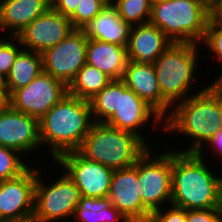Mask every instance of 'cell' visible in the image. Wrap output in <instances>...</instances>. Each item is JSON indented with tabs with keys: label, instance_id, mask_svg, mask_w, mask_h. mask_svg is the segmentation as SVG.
<instances>
[{
	"label": "cell",
	"instance_id": "1",
	"mask_svg": "<svg viewBox=\"0 0 222 222\" xmlns=\"http://www.w3.org/2000/svg\"><path fill=\"white\" fill-rule=\"evenodd\" d=\"M198 153L173 151L171 204L186 210L222 208V174Z\"/></svg>",
	"mask_w": 222,
	"mask_h": 222
},
{
	"label": "cell",
	"instance_id": "2",
	"mask_svg": "<svg viewBox=\"0 0 222 222\" xmlns=\"http://www.w3.org/2000/svg\"><path fill=\"white\" fill-rule=\"evenodd\" d=\"M92 124L89 101L66 94L39 120L42 148L49 146L53 161L78 151Z\"/></svg>",
	"mask_w": 222,
	"mask_h": 222
},
{
	"label": "cell",
	"instance_id": "3",
	"mask_svg": "<svg viewBox=\"0 0 222 222\" xmlns=\"http://www.w3.org/2000/svg\"><path fill=\"white\" fill-rule=\"evenodd\" d=\"M222 129V113L216 98L206 89L197 90L195 95L177 103L164 119V132H175L186 136L192 142L186 153H198L202 158L204 146Z\"/></svg>",
	"mask_w": 222,
	"mask_h": 222
},
{
	"label": "cell",
	"instance_id": "4",
	"mask_svg": "<svg viewBox=\"0 0 222 222\" xmlns=\"http://www.w3.org/2000/svg\"><path fill=\"white\" fill-rule=\"evenodd\" d=\"M149 147L134 133L93 122L78 152L88 160L119 170L133 166Z\"/></svg>",
	"mask_w": 222,
	"mask_h": 222
},
{
	"label": "cell",
	"instance_id": "5",
	"mask_svg": "<svg viewBox=\"0 0 222 222\" xmlns=\"http://www.w3.org/2000/svg\"><path fill=\"white\" fill-rule=\"evenodd\" d=\"M210 16L200 0H152L149 23L172 42L202 44Z\"/></svg>",
	"mask_w": 222,
	"mask_h": 222
},
{
	"label": "cell",
	"instance_id": "6",
	"mask_svg": "<svg viewBox=\"0 0 222 222\" xmlns=\"http://www.w3.org/2000/svg\"><path fill=\"white\" fill-rule=\"evenodd\" d=\"M199 45L172 42L153 64L161 89V98L171 108L195 95L191 90L195 85L194 81L199 78V76L195 77L199 61L198 54H200Z\"/></svg>",
	"mask_w": 222,
	"mask_h": 222
},
{
	"label": "cell",
	"instance_id": "7",
	"mask_svg": "<svg viewBox=\"0 0 222 222\" xmlns=\"http://www.w3.org/2000/svg\"><path fill=\"white\" fill-rule=\"evenodd\" d=\"M39 168V169H38ZM37 167L34 215L32 222H58L73 217L81 199V193L65 171L55 181L47 184Z\"/></svg>",
	"mask_w": 222,
	"mask_h": 222
},
{
	"label": "cell",
	"instance_id": "8",
	"mask_svg": "<svg viewBox=\"0 0 222 222\" xmlns=\"http://www.w3.org/2000/svg\"><path fill=\"white\" fill-rule=\"evenodd\" d=\"M149 148L138 159V181L141 184L142 203L151 211L171 204L172 149L154 156ZM153 154V155H151Z\"/></svg>",
	"mask_w": 222,
	"mask_h": 222
},
{
	"label": "cell",
	"instance_id": "9",
	"mask_svg": "<svg viewBox=\"0 0 222 222\" xmlns=\"http://www.w3.org/2000/svg\"><path fill=\"white\" fill-rule=\"evenodd\" d=\"M88 36L85 29H74L42 55L43 71L64 82L67 86L86 64Z\"/></svg>",
	"mask_w": 222,
	"mask_h": 222
},
{
	"label": "cell",
	"instance_id": "10",
	"mask_svg": "<svg viewBox=\"0 0 222 222\" xmlns=\"http://www.w3.org/2000/svg\"><path fill=\"white\" fill-rule=\"evenodd\" d=\"M66 94L68 86L44 71L26 87L9 95V105L40 120Z\"/></svg>",
	"mask_w": 222,
	"mask_h": 222
},
{
	"label": "cell",
	"instance_id": "11",
	"mask_svg": "<svg viewBox=\"0 0 222 222\" xmlns=\"http://www.w3.org/2000/svg\"><path fill=\"white\" fill-rule=\"evenodd\" d=\"M36 168V169H35ZM37 166L0 183V222H32Z\"/></svg>",
	"mask_w": 222,
	"mask_h": 222
},
{
	"label": "cell",
	"instance_id": "12",
	"mask_svg": "<svg viewBox=\"0 0 222 222\" xmlns=\"http://www.w3.org/2000/svg\"><path fill=\"white\" fill-rule=\"evenodd\" d=\"M55 162L73 180L81 196L91 198L108 196L113 169L86 159L78 151L65 153Z\"/></svg>",
	"mask_w": 222,
	"mask_h": 222
},
{
	"label": "cell",
	"instance_id": "13",
	"mask_svg": "<svg viewBox=\"0 0 222 222\" xmlns=\"http://www.w3.org/2000/svg\"><path fill=\"white\" fill-rule=\"evenodd\" d=\"M152 118V120H151ZM154 119V120H153ZM150 120V121H149ZM153 122V129L157 127L158 123L162 130H164L163 117L145 100L141 99L136 93L129 89L124 81L121 79V93H119V102L117 112L106 122V124L120 130L134 133L141 138L148 146L150 142L145 133L142 134V127H147V123ZM147 140H146V139Z\"/></svg>",
	"mask_w": 222,
	"mask_h": 222
},
{
	"label": "cell",
	"instance_id": "14",
	"mask_svg": "<svg viewBox=\"0 0 222 222\" xmlns=\"http://www.w3.org/2000/svg\"><path fill=\"white\" fill-rule=\"evenodd\" d=\"M138 160L130 167L113 171L108 197L129 222H148L151 211L142 203Z\"/></svg>",
	"mask_w": 222,
	"mask_h": 222
},
{
	"label": "cell",
	"instance_id": "15",
	"mask_svg": "<svg viewBox=\"0 0 222 222\" xmlns=\"http://www.w3.org/2000/svg\"><path fill=\"white\" fill-rule=\"evenodd\" d=\"M75 28L69 17L50 7L34 19L16 37L23 49L42 54L68 36Z\"/></svg>",
	"mask_w": 222,
	"mask_h": 222
},
{
	"label": "cell",
	"instance_id": "16",
	"mask_svg": "<svg viewBox=\"0 0 222 222\" xmlns=\"http://www.w3.org/2000/svg\"><path fill=\"white\" fill-rule=\"evenodd\" d=\"M0 145L16 150L23 156L33 154L35 149L42 147L39 120L9 105L0 112Z\"/></svg>",
	"mask_w": 222,
	"mask_h": 222
},
{
	"label": "cell",
	"instance_id": "17",
	"mask_svg": "<svg viewBox=\"0 0 222 222\" xmlns=\"http://www.w3.org/2000/svg\"><path fill=\"white\" fill-rule=\"evenodd\" d=\"M170 44L172 41L150 23L131 26L127 44L128 60L153 65Z\"/></svg>",
	"mask_w": 222,
	"mask_h": 222
},
{
	"label": "cell",
	"instance_id": "18",
	"mask_svg": "<svg viewBox=\"0 0 222 222\" xmlns=\"http://www.w3.org/2000/svg\"><path fill=\"white\" fill-rule=\"evenodd\" d=\"M122 80L126 86L145 100L165 119L172 108L161 98V89L154 65L128 60Z\"/></svg>",
	"mask_w": 222,
	"mask_h": 222
},
{
	"label": "cell",
	"instance_id": "19",
	"mask_svg": "<svg viewBox=\"0 0 222 222\" xmlns=\"http://www.w3.org/2000/svg\"><path fill=\"white\" fill-rule=\"evenodd\" d=\"M50 7V0H0V30L16 37Z\"/></svg>",
	"mask_w": 222,
	"mask_h": 222
},
{
	"label": "cell",
	"instance_id": "20",
	"mask_svg": "<svg viewBox=\"0 0 222 222\" xmlns=\"http://www.w3.org/2000/svg\"><path fill=\"white\" fill-rule=\"evenodd\" d=\"M86 63L112 80L122 79L128 62L127 46L88 38Z\"/></svg>",
	"mask_w": 222,
	"mask_h": 222
},
{
	"label": "cell",
	"instance_id": "21",
	"mask_svg": "<svg viewBox=\"0 0 222 222\" xmlns=\"http://www.w3.org/2000/svg\"><path fill=\"white\" fill-rule=\"evenodd\" d=\"M88 38L127 46L130 26L112 5H107L85 28Z\"/></svg>",
	"mask_w": 222,
	"mask_h": 222
},
{
	"label": "cell",
	"instance_id": "22",
	"mask_svg": "<svg viewBox=\"0 0 222 222\" xmlns=\"http://www.w3.org/2000/svg\"><path fill=\"white\" fill-rule=\"evenodd\" d=\"M42 72V55L36 51L22 49L15 58L9 75L3 81L8 95L29 85Z\"/></svg>",
	"mask_w": 222,
	"mask_h": 222
},
{
	"label": "cell",
	"instance_id": "23",
	"mask_svg": "<svg viewBox=\"0 0 222 222\" xmlns=\"http://www.w3.org/2000/svg\"><path fill=\"white\" fill-rule=\"evenodd\" d=\"M76 222H129L127 218L112 205L109 197L91 198L81 196L74 211Z\"/></svg>",
	"mask_w": 222,
	"mask_h": 222
},
{
	"label": "cell",
	"instance_id": "24",
	"mask_svg": "<svg viewBox=\"0 0 222 222\" xmlns=\"http://www.w3.org/2000/svg\"><path fill=\"white\" fill-rule=\"evenodd\" d=\"M111 81L109 76L86 63L68 85V94L90 101Z\"/></svg>",
	"mask_w": 222,
	"mask_h": 222
},
{
	"label": "cell",
	"instance_id": "25",
	"mask_svg": "<svg viewBox=\"0 0 222 222\" xmlns=\"http://www.w3.org/2000/svg\"><path fill=\"white\" fill-rule=\"evenodd\" d=\"M121 79L112 80L90 101L93 122L106 123L118 110Z\"/></svg>",
	"mask_w": 222,
	"mask_h": 222
},
{
	"label": "cell",
	"instance_id": "26",
	"mask_svg": "<svg viewBox=\"0 0 222 222\" xmlns=\"http://www.w3.org/2000/svg\"><path fill=\"white\" fill-rule=\"evenodd\" d=\"M112 6L130 27L149 23L152 0H115Z\"/></svg>",
	"mask_w": 222,
	"mask_h": 222
},
{
	"label": "cell",
	"instance_id": "27",
	"mask_svg": "<svg viewBox=\"0 0 222 222\" xmlns=\"http://www.w3.org/2000/svg\"><path fill=\"white\" fill-rule=\"evenodd\" d=\"M21 153L0 145V180H9L20 176L30 165L20 156ZM22 157V158H21ZM29 165V166H28Z\"/></svg>",
	"mask_w": 222,
	"mask_h": 222
},
{
	"label": "cell",
	"instance_id": "28",
	"mask_svg": "<svg viewBox=\"0 0 222 222\" xmlns=\"http://www.w3.org/2000/svg\"><path fill=\"white\" fill-rule=\"evenodd\" d=\"M107 5L103 0H81L69 19L75 29H85Z\"/></svg>",
	"mask_w": 222,
	"mask_h": 222
},
{
	"label": "cell",
	"instance_id": "29",
	"mask_svg": "<svg viewBox=\"0 0 222 222\" xmlns=\"http://www.w3.org/2000/svg\"><path fill=\"white\" fill-rule=\"evenodd\" d=\"M201 46L210 50L212 56L222 64V19L210 16ZM222 72V71H221ZM217 79H222V73Z\"/></svg>",
	"mask_w": 222,
	"mask_h": 222
},
{
	"label": "cell",
	"instance_id": "30",
	"mask_svg": "<svg viewBox=\"0 0 222 222\" xmlns=\"http://www.w3.org/2000/svg\"><path fill=\"white\" fill-rule=\"evenodd\" d=\"M3 38L0 39V78L4 81L10 73L15 58L23 48L17 37Z\"/></svg>",
	"mask_w": 222,
	"mask_h": 222
},
{
	"label": "cell",
	"instance_id": "31",
	"mask_svg": "<svg viewBox=\"0 0 222 222\" xmlns=\"http://www.w3.org/2000/svg\"><path fill=\"white\" fill-rule=\"evenodd\" d=\"M166 208L153 211L148 222H186V209L172 204L167 205Z\"/></svg>",
	"mask_w": 222,
	"mask_h": 222
},
{
	"label": "cell",
	"instance_id": "32",
	"mask_svg": "<svg viewBox=\"0 0 222 222\" xmlns=\"http://www.w3.org/2000/svg\"><path fill=\"white\" fill-rule=\"evenodd\" d=\"M186 222H222V208L186 210Z\"/></svg>",
	"mask_w": 222,
	"mask_h": 222
},
{
	"label": "cell",
	"instance_id": "33",
	"mask_svg": "<svg viewBox=\"0 0 222 222\" xmlns=\"http://www.w3.org/2000/svg\"><path fill=\"white\" fill-rule=\"evenodd\" d=\"M80 2L81 0H52L51 7L63 16L70 17Z\"/></svg>",
	"mask_w": 222,
	"mask_h": 222
},
{
	"label": "cell",
	"instance_id": "34",
	"mask_svg": "<svg viewBox=\"0 0 222 222\" xmlns=\"http://www.w3.org/2000/svg\"><path fill=\"white\" fill-rule=\"evenodd\" d=\"M205 88L216 98L222 113V79L215 78L210 85Z\"/></svg>",
	"mask_w": 222,
	"mask_h": 222
},
{
	"label": "cell",
	"instance_id": "35",
	"mask_svg": "<svg viewBox=\"0 0 222 222\" xmlns=\"http://www.w3.org/2000/svg\"><path fill=\"white\" fill-rule=\"evenodd\" d=\"M205 146H209L211 148L210 150L215 151L216 154L213 152L214 155L222 157V129H220ZM221 157L219 159L222 160Z\"/></svg>",
	"mask_w": 222,
	"mask_h": 222
},
{
	"label": "cell",
	"instance_id": "36",
	"mask_svg": "<svg viewBox=\"0 0 222 222\" xmlns=\"http://www.w3.org/2000/svg\"><path fill=\"white\" fill-rule=\"evenodd\" d=\"M9 106V95L3 83H0V112Z\"/></svg>",
	"mask_w": 222,
	"mask_h": 222
},
{
	"label": "cell",
	"instance_id": "37",
	"mask_svg": "<svg viewBox=\"0 0 222 222\" xmlns=\"http://www.w3.org/2000/svg\"><path fill=\"white\" fill-rule=\"evenodd\" d=\"M211 16L222 19V0L211 10Z\"/></svg>",
	"mask_w": 222,
	"mask_h": 222
},
{
	"label": "cell",
	"instance_id": "38",
	"mask_svg": "<svg viewBox=\"0 0 222 222\" xmlns=\"http://www.w3.org/2000/svg\"><path fill=\"white\" fill-rule=\"evenodd\" d=\"M210 11L216 6L219 0H200Z\"/></svg>",
	"mask_w": 222,
	"mask_h": 222
},
{
	"label": "cell",
	"instance_id": "39",
	"mask_svg": "<svg viewBox=\"0 0 222 222\" xmlns=\"http://www.w3.org/2000/svg\"><path fill=\"white\" fill-rule=\"evenodd\" d=\"M103 1L108 5H112L115 2V0H103Z\"/></svg>",
	"mask_w": 222,
	"mask_h": 222
}]
</instances>
